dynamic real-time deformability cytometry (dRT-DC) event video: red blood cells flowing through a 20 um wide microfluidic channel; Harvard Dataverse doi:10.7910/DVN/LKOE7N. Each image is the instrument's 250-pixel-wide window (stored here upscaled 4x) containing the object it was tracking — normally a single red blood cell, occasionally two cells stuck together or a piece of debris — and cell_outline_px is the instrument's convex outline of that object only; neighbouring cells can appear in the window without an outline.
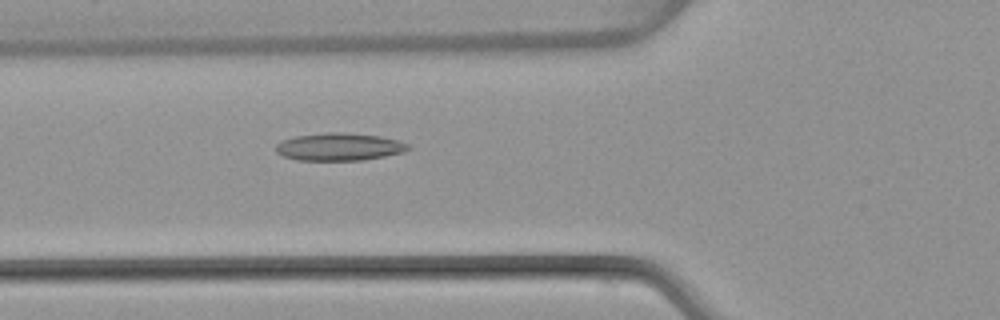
{"species": "common noctule bat (a hibernating species)", "species_latin": "Nyctalus noctula", "temperature_condition": "warm", "stored_images_in_passage": 51, "camera_frame_rate_fps": 3000, "um_per_image_px": 0.085, "animal": {"sex": "female", "body_mass_g": 22.7, "forearm_length_mm": 54.2}, "frame": {"image": 1, "passage_image": 19, "time_ms": 6.0, "image_size_px": [1000, 320], "cell_outline_px": [[412, 148], [404, 152], [364, 160], [296, 160], [284, 156], [276, 152], [276, 144], [280, 140], [296, 136], [328, 132], [344, 132], [380, 136], [400, 140], [408, 144]], "centroid_in_image_um": [28.85, 12.47], "position_along_channel_um": 96.9, "area_um2": 21.44}}
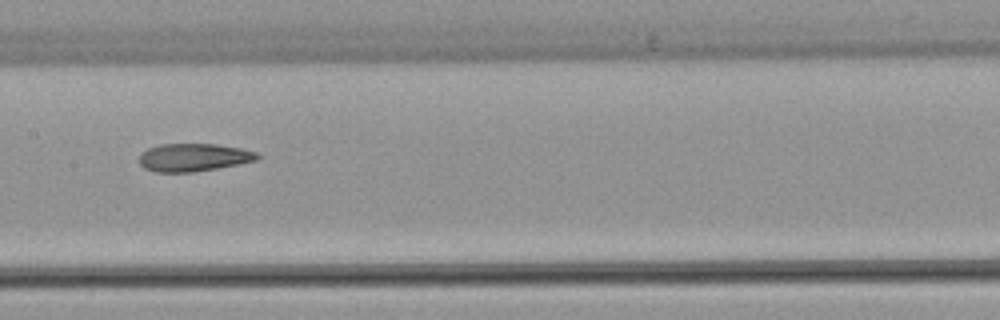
{"frame": {"image": 2, "passage_image": 26, "time_ms": 8.333, "image_size_px": [1000, 320], "cell_outline_px": [[260, 156], [256, 160], [216, 168], [192, 172], [156, 172], [144, 168], [140, 164], [140, 152], [148, 148], [160, 144], [216, 144], [240, 148], [256, 152]], "centroid_in_image_um": [16.41, 13.37], "position_along_channel_um": 191.0, "area_um2": 19.02}}
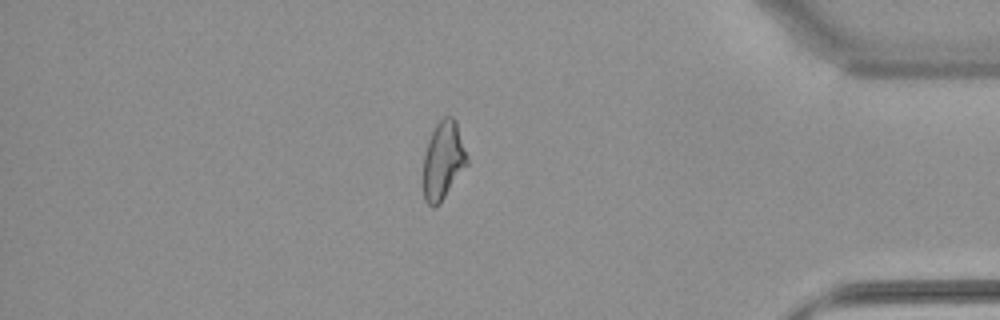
{"frame": {"image": 3, "passage_image": 44, "time_ms": 14.333, "image_size_px": [1000, 320], "cell_outline_px": [[468, 164], [440, 204], [432, 208], [424, 200], [424, 156], [428, 140], [436, 124], [444, 116], [452, 116], [456, 120], [468, 156]], "centroid_in_image_um": [37.69, 13.64], "position_along_channel_um": 397.5, "area_um2": 20.0}, "authors_computed_cell_mechanics": {"area_um2": 20.7502, "velocity_mm_per_s": 4.0108, "shape_relaxation_time_tau1_ms": null, "shape_relaxation_time_tau2_ms": 2.8862, "deformation_change_tau1": null, "deformation_change_tau2": 0.1108}}